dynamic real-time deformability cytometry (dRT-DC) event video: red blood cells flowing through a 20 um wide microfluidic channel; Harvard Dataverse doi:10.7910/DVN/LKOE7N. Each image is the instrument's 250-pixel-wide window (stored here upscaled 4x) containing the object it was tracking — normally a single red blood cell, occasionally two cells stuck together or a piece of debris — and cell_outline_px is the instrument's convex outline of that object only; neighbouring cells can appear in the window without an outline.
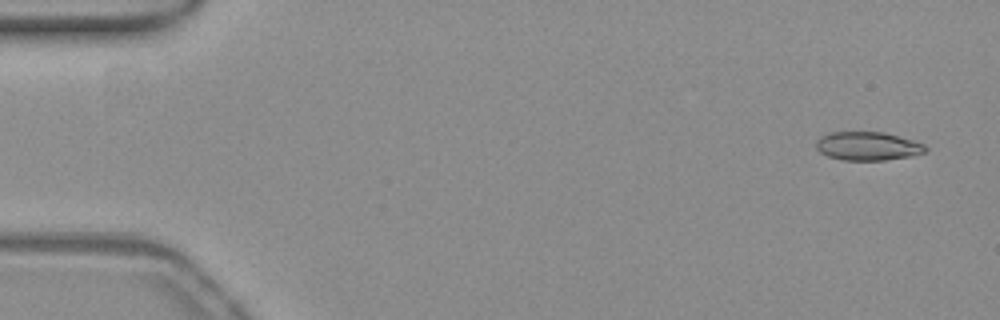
{"species": "common noctule bat (a hibernating species)", "species_latin": "Nyctalus noctula", "temperature_condition": "warm", "stored_images_in_passage": 47, "camera_frame_rate_fps": 3000, "um_per_image_px": 0.085, "animal": {"sex": "female", "body_mass_g": 19.3, "forearm_length_mm": 54.1}, "frame": {"image": 1, "passage_image": 1, "time_ms": 0.0, "image_size_px": [1000, 320], "cell_outline_px": [[928, 148], [924, 152], [912, 156], [884, 160], [844, 160], [828, 156], [820, 152], [816, 148], [816, 140], [820, 136], [828, 132], [884, 132], [912, 140], [924, 144]], "centroid_in_image_um": [73.73, 12.41], "position_along_channel_um": 11.3, "area_um2": 18.21}}
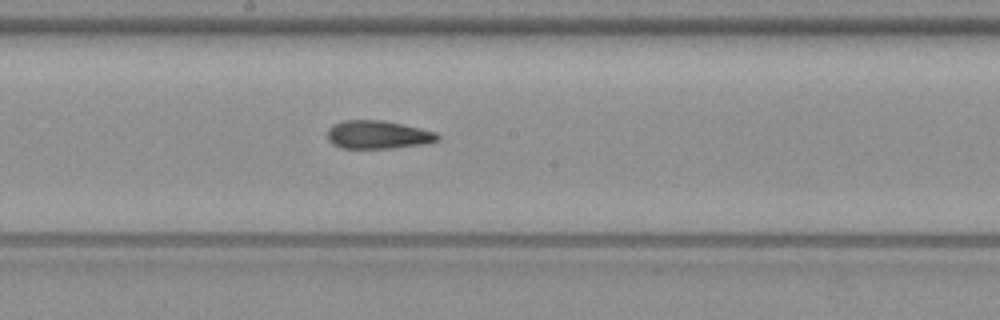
{"frame": {"image": 2, "passage_image": 27, "time_ms": 8.667, "image_size_px": [1000, 320], "cell_outline_px": [[440, 140], [428, 144], [392, 148], [340, 148], [332, 144], [328, 140], [328, 128], [332, 124], [344, 120], [380, 120], [420, 128], [436, 132], [440, 136]], "centroid_in_image_um": [32.13, 11.46], "position_along_channel_um": 216.1, "area_um2": 18.26}}
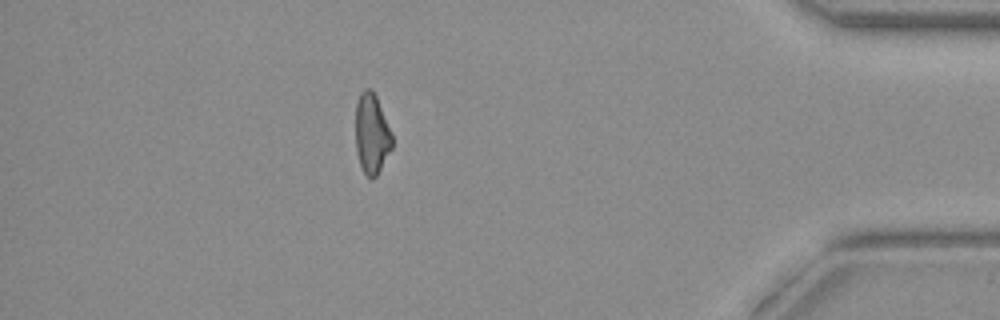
{"frame": {"image": 3, "passage_image": 45, "time_ms": 14.667, "image_size_px": [1000, 320], "cell_outline_px": [[392, 148], [376, 176], [372, 180], [364, 172], [360, 164], [356, 152], [356, 104], [360, 92], [364, 88], [372, 88], [376, 96], [392, 136]], "centroid_in_image_um": [31.58, 11.36], "position_along_channel_um": 403.6, "area_um2": 16.88}}